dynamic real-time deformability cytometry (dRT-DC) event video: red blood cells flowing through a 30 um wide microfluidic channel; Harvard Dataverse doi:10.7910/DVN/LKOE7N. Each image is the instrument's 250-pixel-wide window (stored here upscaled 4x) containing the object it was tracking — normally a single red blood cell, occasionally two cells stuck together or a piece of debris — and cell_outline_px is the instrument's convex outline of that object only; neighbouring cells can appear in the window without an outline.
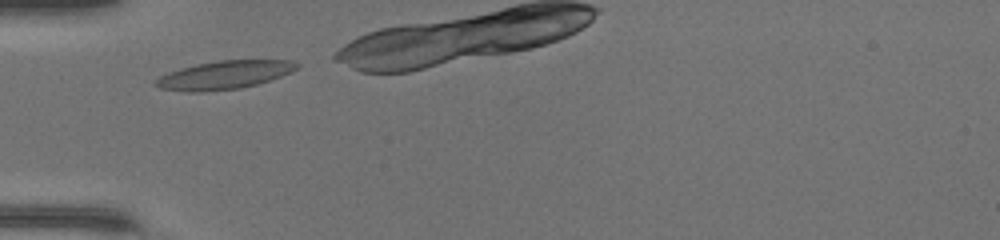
{"species": "common noctule bat (a hibernating species)", "species_latin": "Nyctalus noctula", "temperature_condition": "warm", "stored_images_in_passage": 18, "camera_frame_rate_fps": 3000, "um_per_image_px": 0.085, "animal": {"sex": "female", "body_mass_g": 17.0, "forearm_length_mm": 48.0}, "frame": {"image": 1, "passage_image": 1, "time_ms": 0.0, "image_size_px": [1000, 240], "cell_outline_px": [[300, 64], [292, 72], [256, 84], [240, 88], [204, 92], [188, 92], [160, 88], [152, 84], [160, 76], [168, 72], [180, 68], [196, 64], [220, 60], [292, 60]], "centroid_in_image_um": [19.04, 6.37], "position_along_channel_um": 66.0, "area_um2": 23.24}}
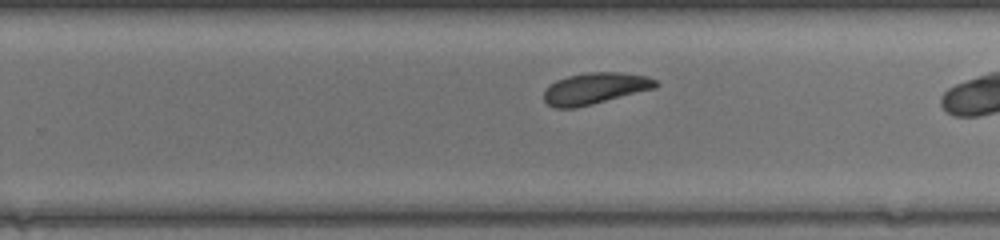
{"frame": {"image": 2, "passage_image": 16, "time_ms": 5.0, "image_size_px": [1000, 240], "cell_outline_px": [[660, 84], [656, 88], [576, 108], [552, 108], [544, 100], [544, 92], [548, 84], [556, 80], [568, 76], [588, 72], [620, 72], [648, 76], [656, 80]], "centroid_in_image_um": [50.57, 7.51], "position_along_channel_um": 279.2, "area_um2": 20.63}}